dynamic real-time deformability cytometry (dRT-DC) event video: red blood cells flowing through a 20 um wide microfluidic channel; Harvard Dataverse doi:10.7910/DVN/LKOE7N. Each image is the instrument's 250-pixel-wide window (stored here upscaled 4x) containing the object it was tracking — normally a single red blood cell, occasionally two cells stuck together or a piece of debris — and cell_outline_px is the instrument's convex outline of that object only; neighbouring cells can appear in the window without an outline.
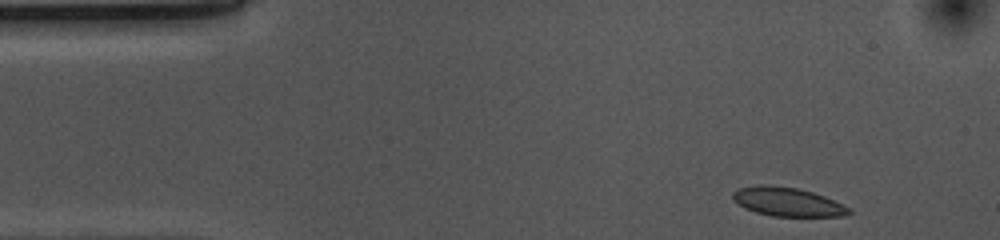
{"species": "common noctule bat (a hibernating species)", "species_latin": "Nyctalus noctula", "temperature_condition": "cold", "stored_images_in_passage": 38, "camera_frame_rate_fps": 3000, "um_per_image_px": 0.085, "animal": {"sex": "female", "body_mass_g": 10.0, "forearm_length_mm": 53.1}, "frame": {"image": 1, "passage_image": 1, "time_ms": 0.0, "image_size_px": [1000, 240], "cell_outline_px": [[852, 212], [840, 216], [772, 216], [756, 212], [744, 208], [732, 196], [732, 192], [736, 188], [760, 184], [768, 184], [796, 188], [812, 192], [824, 196], [848, 208]], "centroid_in_image_um": [66.87, 17.14], "position_along_channel_um": 18.1, "area_um2": 19.25}}
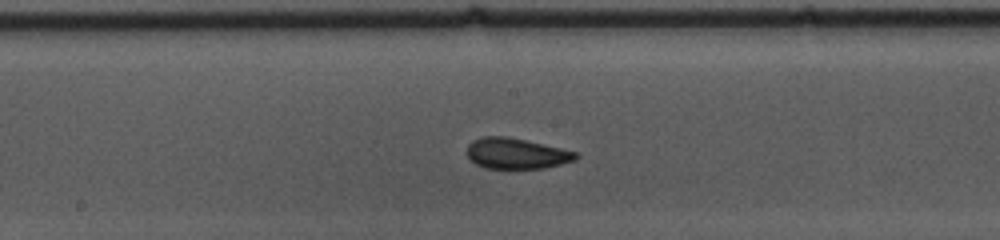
{"frame": {"image": 2, "passage_image": 22, "time_ms": 7.0, "image_size_px": [1000, 240], "cell_outline_px": [[580, 156], [576, 160], [544, 168], [484, 168], [476, 164], [468, 156], [468, 144], [472, 140], [484, 136], [504, 136], [524, 140], [580, 152]], "centroid_in_image_um": [43.92, 13.04], "position_along_channel_um": 204.3, "area_um2": 19.42}}
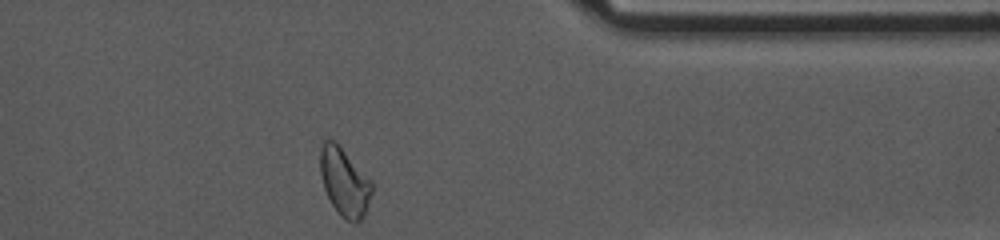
{"frame": {"image": 3, "passage_image": 38, "time_ms": 12.333, "image_size_px": [1000, 240], "cell_outline_px": [[372, 192], [364, 212], [360, 220], [356, 224], [344, 220], [340, 216], [332, 204], [324, 188], [320, 172], [320, 148], [324, 140], [328, 136], [336, 140], [372, 180]], "centroid_in_image_um": [29.26, 15.41], "position_along_channel_um": 382.1, "area_um2": 20.81}, "authors_computed_cell_mechanics": {"area_um2": 19.8543, "velocity_mm_per_s": 3.6642, "shape_relaxation_time_tau1_ms": 4.2024, "shape_relaxation_time_tau2_ms": 1.0711, "deformation_change_tau1": 0.1079, "deformation_change_tau2": 0.066}}